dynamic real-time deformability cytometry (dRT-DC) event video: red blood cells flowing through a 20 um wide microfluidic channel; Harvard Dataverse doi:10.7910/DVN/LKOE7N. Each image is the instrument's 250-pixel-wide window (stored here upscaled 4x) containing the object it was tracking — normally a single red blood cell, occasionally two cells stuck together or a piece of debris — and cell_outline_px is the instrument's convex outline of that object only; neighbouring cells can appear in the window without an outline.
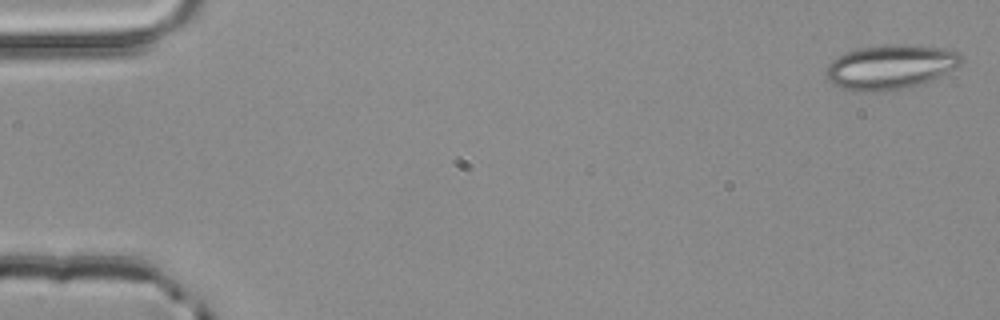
{"species": "common noctule bat (a hibernating species)", "species_latin": "Nyctalus noctula", "temperature_condition": "room temperature", "stored_images_in_passage": 4, "segment_of_instrument_passage": [1, 2], "camera_frame_rate_fps": 3000, "um_per_image_px": 0.085, "animal": {"sex": "male", "body_mass_g": 20.4}, "frame": {"image": 1, "passage_image": 1, "time_ms": 0.0, "image_size_px": [1000, 320], "cell_outline_px": [[964, 60], [956, 68], [924, 84], [908, 88], [876, 92], [856, 92], [832, 84], [824, 76], [824, 72], [828, 64], [832, 60], [848, 52], [860, 48], [948, 48], [964, 56]], "centroid_in_image_um": [75.67, 5.78], "position_along_channel_um": 9.3, "area_um2": 34.1}}